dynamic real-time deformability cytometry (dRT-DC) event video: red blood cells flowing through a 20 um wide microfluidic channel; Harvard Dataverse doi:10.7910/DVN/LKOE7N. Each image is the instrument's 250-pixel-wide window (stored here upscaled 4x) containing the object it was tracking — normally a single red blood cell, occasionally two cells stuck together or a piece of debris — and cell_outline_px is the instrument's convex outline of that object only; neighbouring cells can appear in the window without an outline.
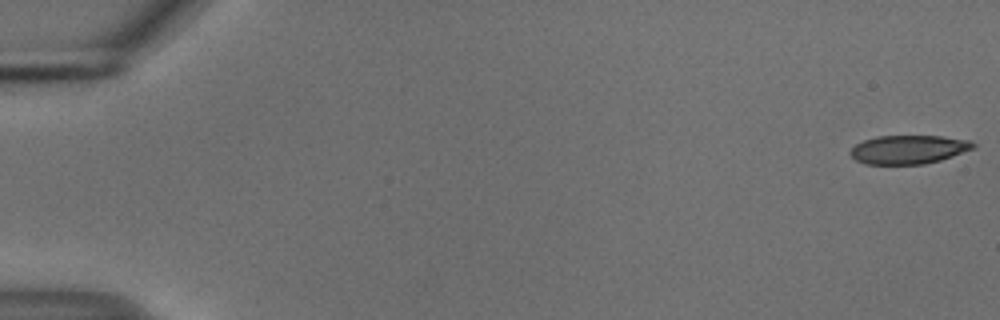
{"species": "common noctule bat (a hibernating species)", "species_latin": "Nyctalus noctula", "temperature_condition": "cold", "stored_images_in_passage": 54, "camera_frame_rate_fps": 3000, "um_per_image_px": 0.085, "animal": {"sex": "male", "body_mass_g": 18.8}, "frame": {"image": 1, "passage_image": 1, "time_ms": 0.0, "image_size_px": [1000, 320], "cell_outline_px": [[976, 148], [940, 160], [924, 164], [864, 164], [856, 160], [848, 152], [856, 144], [864, 140], [876, 136], [940, 136], [968, 140], [976, 144]], "centroid_in_image_um": [77.22, 12.71], "position_along_channel_um": 7.8, "area_um2": 20.52}}
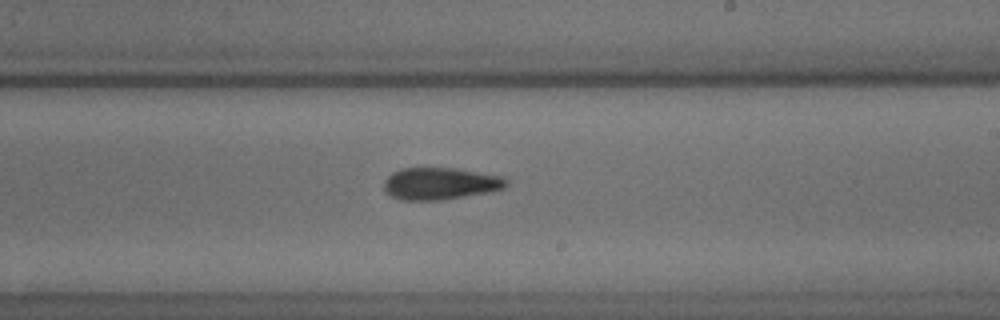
{"frame": {"image": 2, "passage_image": 33, "time_ms": 10.667, "image_size_px": [1000, 320], "cell_outline_px": [[508, 184], [504, 188], [492, 192], [444, 200], [400, 200], [384, 192], [384, 180], [392, 172], [400, 168], [456, 168], [504, 176], [508, 180]], "centroid_in_image_um": [37.44, 15.61], "position_along_channel_um": 251.6, "area_um2": 23.29}}
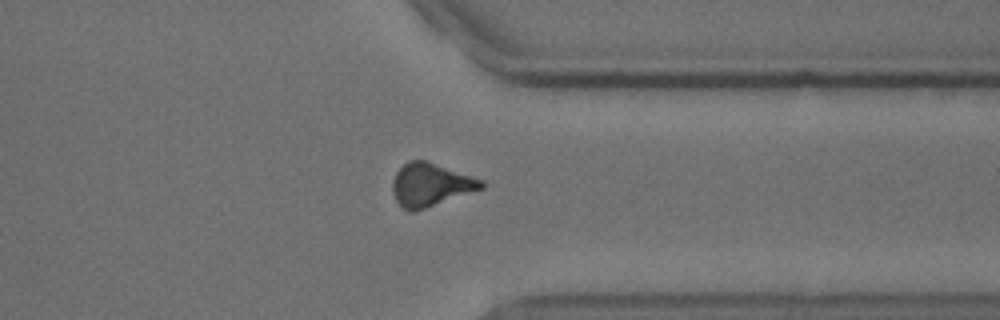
{"frame": {"image": 3, "passage_image": 43, "time_ms": 14.0, "image_size_px": [1000, 320], "cell_outline_px": [[488, 184], [484, 188], [412, 212], [408, 212], [396, 200], [392, 192], [392, 180], [396, 172], [408, 160], [424, 160], [484, 180]], "centroid_in_image_um": [36.6, 15.7], "position_along_channel_um": 374.8, "area_um2": 22.14}}